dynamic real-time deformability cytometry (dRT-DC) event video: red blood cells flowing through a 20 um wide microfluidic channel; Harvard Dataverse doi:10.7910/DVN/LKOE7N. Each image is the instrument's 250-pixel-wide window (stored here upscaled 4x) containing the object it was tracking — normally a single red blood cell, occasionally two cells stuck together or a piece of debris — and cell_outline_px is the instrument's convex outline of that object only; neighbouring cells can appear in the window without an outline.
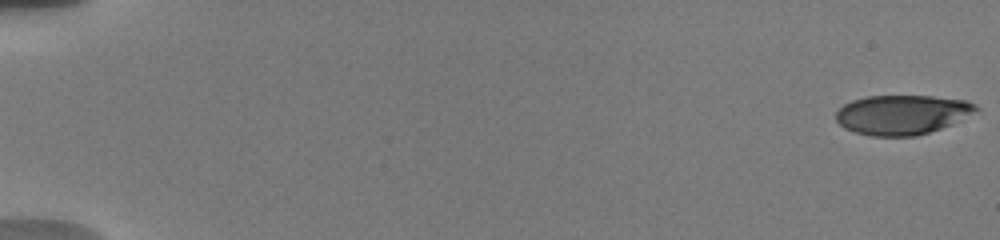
{"species": "human", "species_latin": "Homo sapiens", "temperature_condition": "warm", "stored_images_in_passage": 34, "camera_frame_rate_fps": 3000, "um_per_image_px": 0.085, "donor": {"sex": "male"}, "frame": {"image": 1, "passage_image": 1, "time_ms": 0.0, "image_size_px": [1000, 240], "cell_outline_px": [[980, 108], [952, 124], [916, 136], [872, 136], [856, 132], [844, 128], [836, 120], [836, 112], [844, 104], [852, 100], [864, 96], [932, 96], [968, 100], [976, 104]], "centroid_in_image_um": [76.67, 9.73], "position_along_channel_um": 8.3, "area_um2": 32.19}}
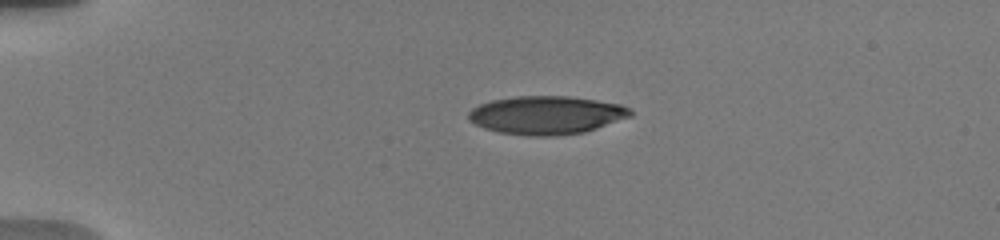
{"frame": {"image": 2, "passage_image": 24, "time_ms": 4.333, "image_size_px": [1000, 240], "cell_outline_px": [[632, 116], [584, 132], [556, 136], [528, 136], [496, 132], [484, 128], [468, 120], [468, 112], [472, 108], [480, 104], [492, 100], [516, 96], [568, 96], [596, 100], [620, 104], [632, 108]], "centroid_in_image_um": [46.43, 9.79], "position_along_channel_um": 38.6, "area_um2": 36.3}}